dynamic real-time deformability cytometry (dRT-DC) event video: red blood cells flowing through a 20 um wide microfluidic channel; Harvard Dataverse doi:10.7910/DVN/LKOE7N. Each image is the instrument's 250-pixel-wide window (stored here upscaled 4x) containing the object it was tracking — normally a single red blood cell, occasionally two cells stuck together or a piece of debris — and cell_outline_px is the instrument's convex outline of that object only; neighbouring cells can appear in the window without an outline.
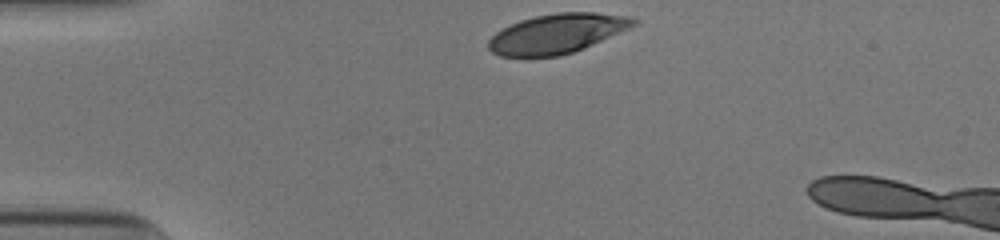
{"species": "human", "species_latin": "Homo sapiens", "temperature_condition": "cold", "stored_images_in_passage": 6, "camera_frame_rate_fps": 3000, "um_per_image_px": 0.085, "donor": {"sex": "male"}, "frame": {"image": 1, "passage_image": 1, "time_ms": 0.0, "image_size_px": [1000, 240], "cell_outline_px": [[640, 20], [636, 24], [628, 28], [584, 48], [560, 56], [500, 56], [492, 52], [488, 48], [488, 40], [496, 32], [520, 20], [536, 16], [556, 12], [596, 12], [632, 16]], "centroid_in_image_um": [47.37, 2.84], "position_along_channel_um": 37.6, "area_um2": 33.23}}